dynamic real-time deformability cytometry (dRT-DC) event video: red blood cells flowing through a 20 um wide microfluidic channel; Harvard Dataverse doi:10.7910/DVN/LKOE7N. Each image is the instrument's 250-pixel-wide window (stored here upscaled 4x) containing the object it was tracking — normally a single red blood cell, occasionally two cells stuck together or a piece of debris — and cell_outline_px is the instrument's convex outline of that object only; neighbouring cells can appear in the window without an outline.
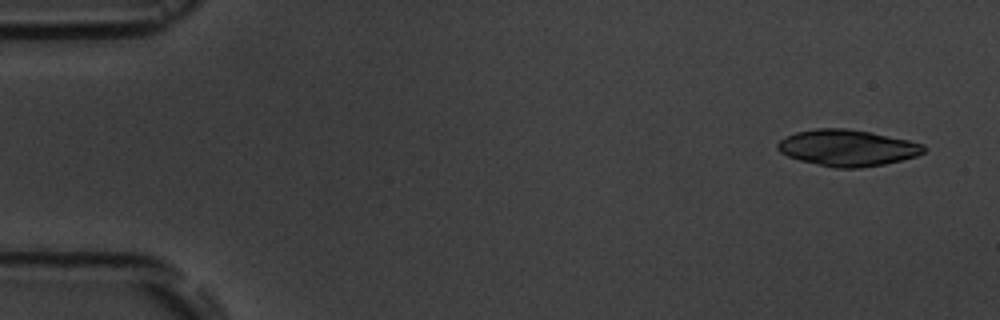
{"species": "common noctule bat (a hibernating species)", "species_latin": "Nyctalus noctula", "temperature_condition": "room temperature", "stored_images_in_passage": 9, "camera_frame_rate_fps": 3000, "um_per_image_px": 0.085, "animal": {"sex": "male", "body_mass_g": 19.5, "forearm_length_mm": 54.6}, "frame": {"image": 1, "passage_image": 1, "time_ms": 0.0, "image_size_px": [1000, 320], "cell_outline_px": [[928, 148], [924, 152], [916, 156], [884, 164], [860, 168], [836, 168], [800, 160], [788, 156], [780, 152], [776, 148], [776, 144], [780, 140], [796, 132], [816, 128], [848, 128], [908, 140], [924, 144]], "centroid_in_image_um": [72.03, 12.57], "position_along_channel_um": 13.0, "area_um2": 30.81}}
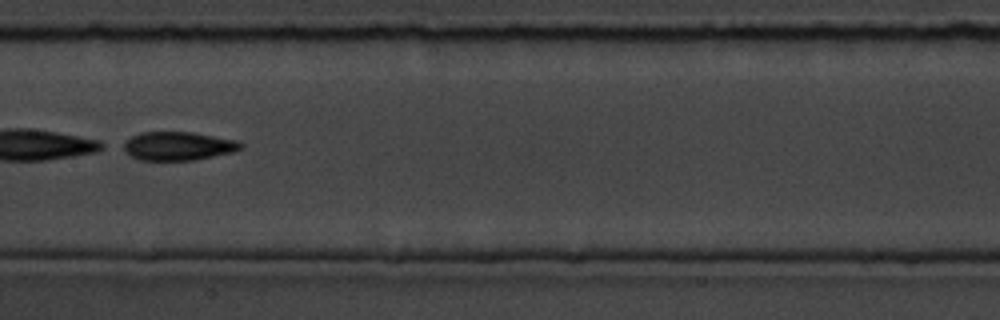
{"frame": {"image": 2, "passage_image": 8, "time_ms": 8.333, "image_size_px": [1000, 320], "cell_outline_px": [[244, 144], [236, 152], [196, 160], [140, 160], [116, 148], [120, 144], [132, 136], [140, 132], [192, 132], [236, 140]], "centroid_in_image_um": [15.08, 12.42], "position_along_channel_um": 192.3, "area_um2": 19.94}}